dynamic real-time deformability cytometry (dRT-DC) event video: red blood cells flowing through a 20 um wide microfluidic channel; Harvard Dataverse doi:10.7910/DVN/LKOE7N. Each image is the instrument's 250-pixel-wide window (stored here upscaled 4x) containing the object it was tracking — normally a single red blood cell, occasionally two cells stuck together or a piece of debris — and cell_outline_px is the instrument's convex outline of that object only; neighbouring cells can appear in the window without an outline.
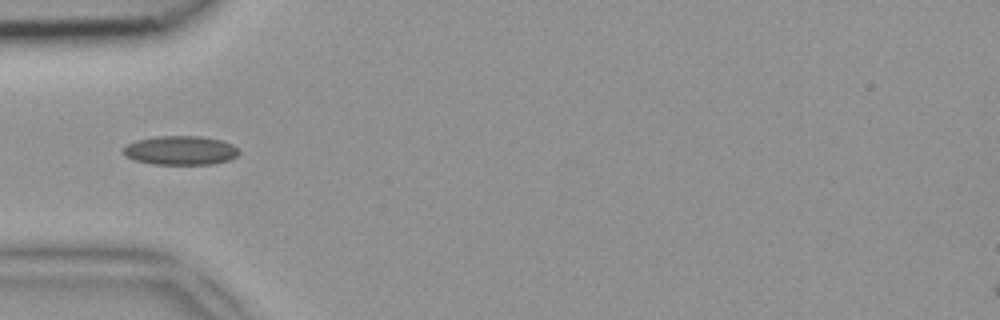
{"species": "common noctule bat (a hibernating species)", "species_latin": "Nyctalus noctula", "temperature_condition": "room temperature", "stored_images_in_passage": 6, "camera_frame_rate_fps": 3000, "um_per_image_px": 0.085, "animal": {"sex": "female", "body_mass_g": 18.4}, "frame": {"image": 1, "passage_image": 5, "time_ms": 1.333, "image_size_px": [1000, 320], "cell_outline_px": [[240, 152], [236, 156], [228, 160], [212, 164], [152, 164], [132, 160], [124, 152], [124, 148], [128, 144], [136, 140], [156, 136], [200, 136], [220, 140], [232, 144]], "centroid_in_image_um": [15.34, 12.78], "position_along_channel_um": 69.7, "area_um2": 19.42}}